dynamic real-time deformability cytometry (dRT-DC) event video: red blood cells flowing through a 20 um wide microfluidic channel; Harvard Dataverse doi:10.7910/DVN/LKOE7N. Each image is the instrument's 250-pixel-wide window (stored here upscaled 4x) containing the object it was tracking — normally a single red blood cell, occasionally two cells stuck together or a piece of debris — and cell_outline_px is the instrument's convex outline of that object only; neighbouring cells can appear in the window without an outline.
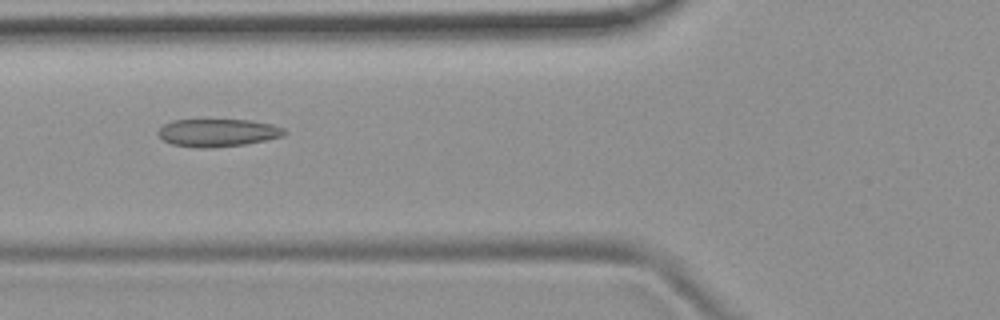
{"species": "common noctule bat (a hibernating species)", "species_latin": "Nyctalus noctula", "temperature_condition": "room temperature", "stored_images_in_passage": 10, "camera_frame_rate_fps": 3000, "um_per_image_px": 0.085, "animal": {"sex": "female", "body_mass_g": 19.9}, "frame": {"image": 1, "passage_image": 5, "time_ms": 4.667, "image_size_px": [1000, 320], "cell_outline_px": [[288, 132], [284, 136], [244, 144], [212, 148], [196, 148], [172, 144], [164, 140], [156, 132], [164, 124], [172, 120], [252, 120], [272, 124], [284, 128]], "centroid_in_image_um": [18.52, 11.28], "position_along_channel_um": 107.3, "area_um2": 20.46}}
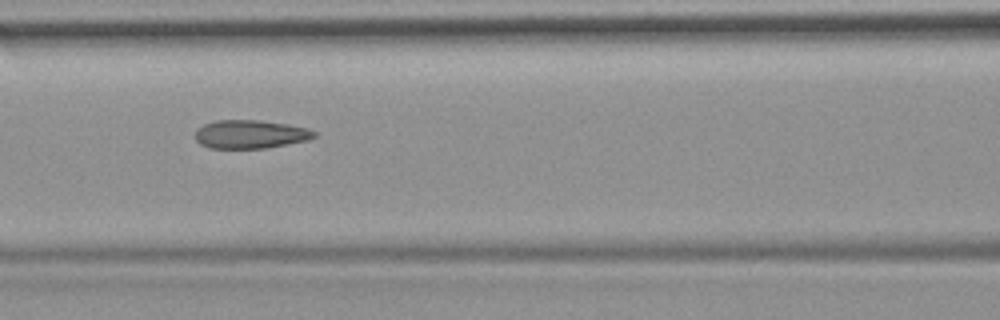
{"frame": {"image": 2, "passage_image": 6, "time_ms": 5.667, "image_size_px": [1000, 320], "cell_outline_px": [[316, 136], [308, 140], [268, 148], [208, 148], [200, 144], [196, 140], [196, 128], [204, 124], [216, 120], [260, 120], [288, 124], [308, 128], [316, 132]], "centroid_in_image_um": [21.28, 11.41], "position_along_channel_um": 145.3, "area_um2": 19.88}}
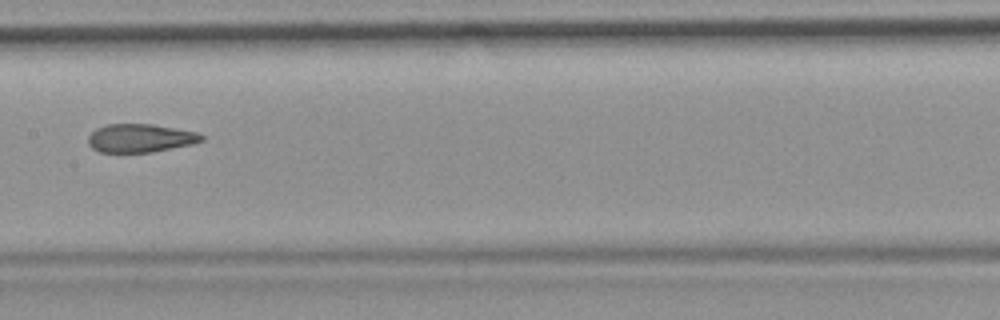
{"frame": {"image": 3, "passage_image": 7, "time_ms": 7.0, "image_size_px": [1000, 320], "cell_outline_px": [[204, 140], [192, 144], [152, 152], [100, 152], [92, 148], [88, 144], [88, 136], [96, 128], [108, 124], [152, 124], [196, 132], [204, 136]], "centroid_in_image_um": [11.91, 11.74], "position_along_channel_um": 195.5, "area_um2": 18.67}}